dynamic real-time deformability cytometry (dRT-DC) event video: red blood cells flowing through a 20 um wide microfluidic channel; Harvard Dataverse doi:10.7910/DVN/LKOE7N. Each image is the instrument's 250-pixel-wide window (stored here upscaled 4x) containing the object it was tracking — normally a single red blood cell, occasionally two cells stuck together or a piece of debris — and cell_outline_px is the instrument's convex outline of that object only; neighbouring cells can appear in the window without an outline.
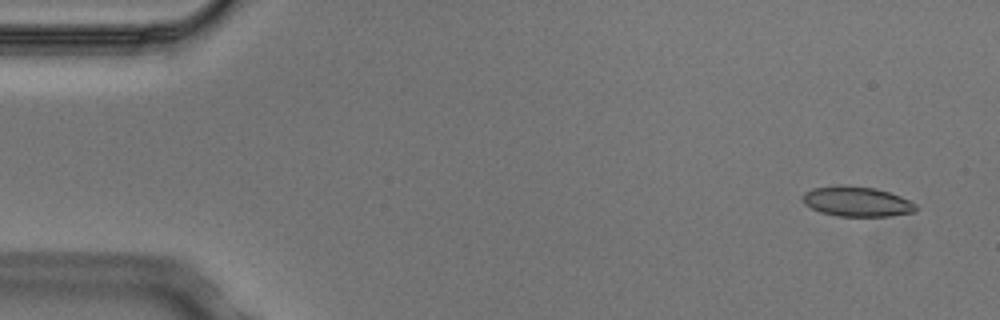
{"species": "Egyptian fruit bat (a non-hibernating species)", "species_latin": "Rousettus aegyptiacus", "temperature_condition": "cold", "stored_images_in_passage": 5, "camera_frame_rate_fps": 3000, "um_per_image_px": 0.085, "animal": {"sex": "male"}, "frame": {"image": 1, "passage_image": 1, "time_ms": 0.0, "image_size_px": [1000, 320], "cell_outline_px": [[916, 212], [892, 216], [836, 216], [820, 212], [804, 204], [804, 192], [812, 188], [840, 184], [876, 188], [900, 196], [916, 204]], "centroid_in_image_um": [72.83, 17.13], "position_along_channel_um": 12.2, "area_um2": 19.88}}
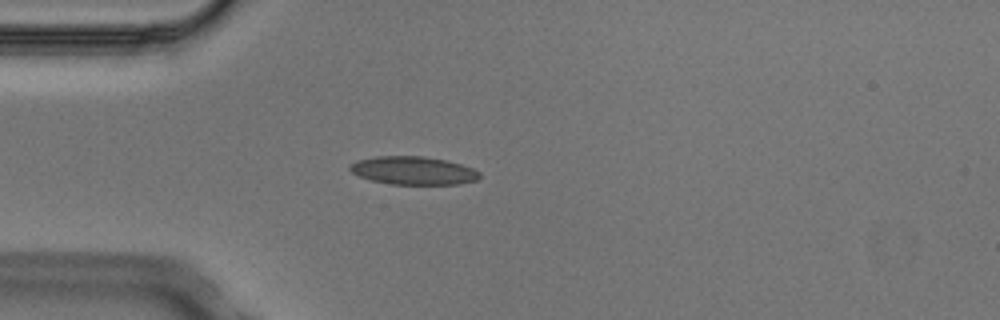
{"frame": {"image": 2, "passage_image": 4, "time_ms": 1.0, "image_size_px": [1000, 320], "cell_outline_px": [[480, 176], [476, 180], [460, 184], [392, 184], [372, 180], [360, 176], [352, 172], [348, 168], [348, 164], [356, 160], [376, 156], [424, 156], [444, 160], [460, 164], [472, 168], [480, 172]], "centroid_in_image_um": [35.1, 14.49], "position_along_channel_um": 49.9, "area_um2": 21.21}}